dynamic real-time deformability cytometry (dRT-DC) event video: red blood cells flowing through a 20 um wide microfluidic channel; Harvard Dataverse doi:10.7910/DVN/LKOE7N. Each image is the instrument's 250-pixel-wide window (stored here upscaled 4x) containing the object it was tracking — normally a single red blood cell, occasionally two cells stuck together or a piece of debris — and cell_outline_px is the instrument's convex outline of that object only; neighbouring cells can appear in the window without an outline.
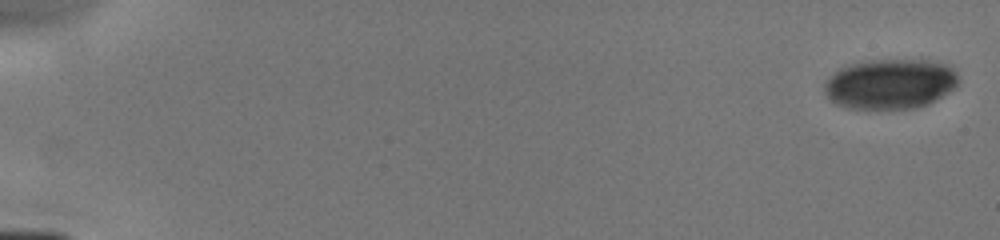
{"species": "human", "species_latin": "Homo sapiens", "temperature_condition": "cold", "stored_images_in_passage": 9, "camera_frame_rate_fps": 3000, "um_per_image_px": 0.085, "donor": {"sex": "male"}, "frame": {"image": 1, "passage_image": 1, "time_ms": 0.0, "image_size_px": [1000, 240], "cell_outline_px": [[956, 84], [952, 88], [928, 104], [916, 108], [848, 108], [832, 100], [824, 92], [824, 84], [828, 76], [840, 68], [852, 64], [868, 60], [912, 60], [944, 64], [952, 68], [956, 72]], "centroid_in_image_um": [75.6, 7.13], "position_along_channel_um": 9.4, "area_um2": 38.26}}
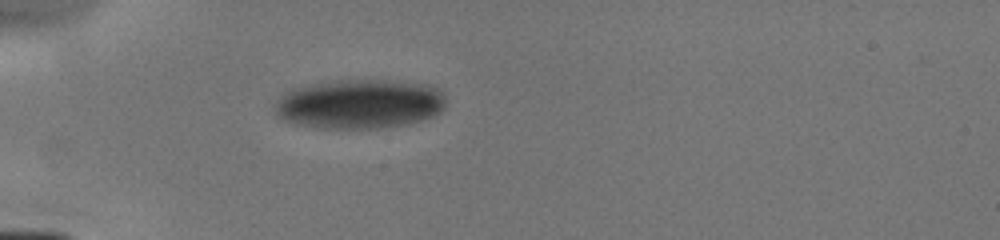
{"frame": {"image": 2, "passage_image": 6, "time_ms": 5.0, "image_size_px": [1000, 240], "cell_outline_px": [[444, 108], [440, 112], [432, 116], [408, 124], [384, 128], [320, 128], [296, 124], [284, 120], [276, 112], [272, 104], [280, 96], [292, 88], [332, 80], [384, 80], [428, 84], [440, 88], [444, 96]], "centroid_in_image_um": [30.56, 8.83], "position_along_channel_um": 54.4, "area_um2": 49.59}}